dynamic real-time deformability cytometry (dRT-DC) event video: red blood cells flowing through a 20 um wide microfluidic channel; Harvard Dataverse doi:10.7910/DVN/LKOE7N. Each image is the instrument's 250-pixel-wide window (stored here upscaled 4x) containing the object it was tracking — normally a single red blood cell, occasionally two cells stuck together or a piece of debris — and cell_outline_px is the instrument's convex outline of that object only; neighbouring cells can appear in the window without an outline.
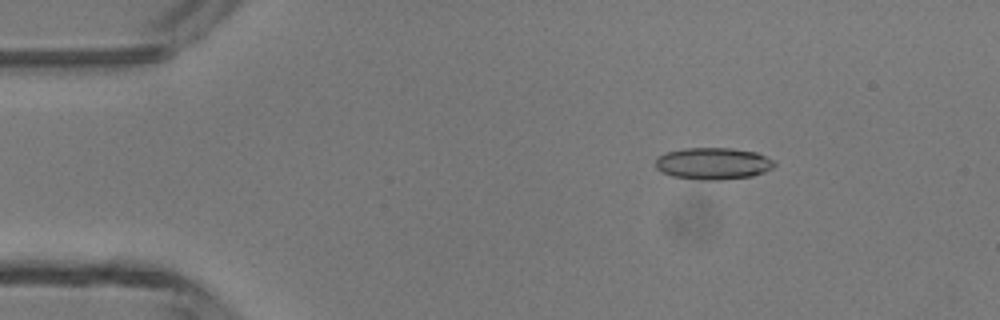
{"species": "common noctule bat (a hibernating species)", "species_latin": "Nyctalus noctula", "temperature_condition": "room temperature", "stored_images_in_passage": 46, "camera_frame_rate_fps": 3000, "um_per_image_px": 0.085, "animal": {"sex": "male", "body_mass_g": 13.3}, "frame": {"image": 1, "passage_image": 7, "time_ms": 2.0, "image_size_px": [1000, 320], "cell_outline_px": [[776, 164], [772, 168], [764, 172], [752, 176], [720, 180], [700, 180], [672, 176], [660, 172], [656, 168], [656, 156], [668, 152], [684, 148], [732, 148], [756, 152], [772, 160]], "centroid_in_image_um": [60.58, 13.9], "position_along_channel_um": 24.4, "area_um2": 22.14}}
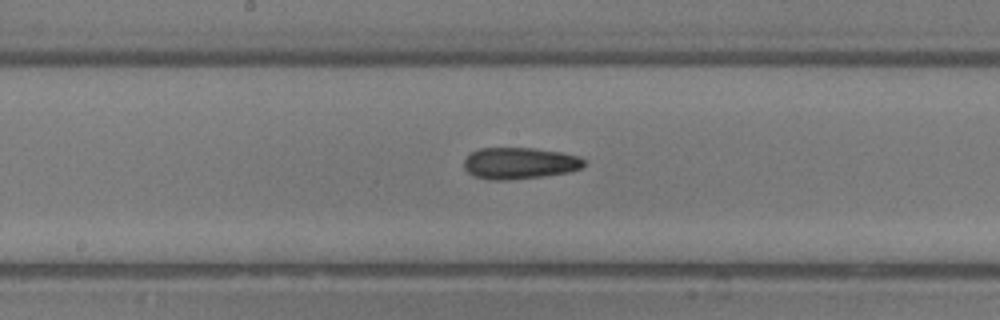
{"frame": {"image": 2, "passage_image": 24, "time_ms": 7.667, "image_size_px": [1000, 320], "cell_outline_px": [[584, 164], [580, 168], [568, 172], [544, 176], [508, 180], [488, 180], [472, 176], [464, 168], [464, 160], [472, 152], [480, 148], [532, 148], [560, 152], [580, 156], [584, 160]], "centroid_in_image_um": [44.13, 13.88], "position_along_channel_um": 204.1, "area_um2": 22.08}}
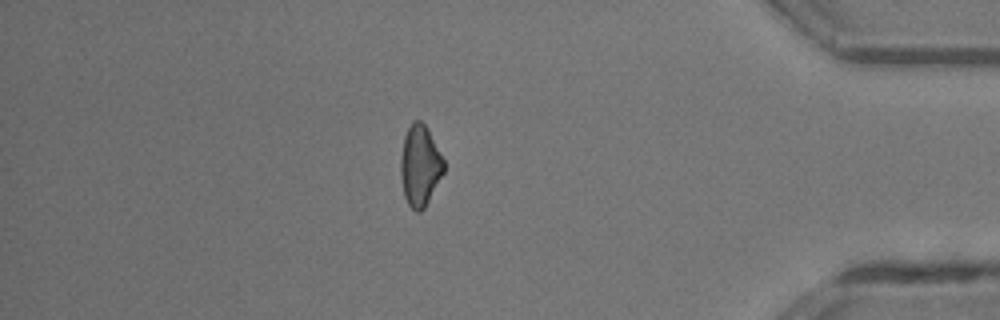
{"frame": {"image": 3, "passage_image": 40, "time_ms": 13.0, "image_size_px": [1000, 320], "cell_outline_px": [[444, 172], [424, 208], [420, 212], [416, 212], [408, 204], [404, 196], [400, 176], [400, 156], [404, 136], [412, 120], [420, 120], [428, 128], [444, 160]], "centroid_in_image_um": [35.68, 14.06], "position_along_channel_um": 399.5, "area_um2": 20.46}, "authors_computed_cell_mechanics": {"area_um2": 21.5305, "velocity_mm_per_s": 4.4203, "shape_relaxation_time_tau1_ms": 6.4195, "shape_relaxation_time_tau2_ms": 6.5538, "deformation_change_tau1": 0.1207, "deformation_change_tau2": 0.1763}}